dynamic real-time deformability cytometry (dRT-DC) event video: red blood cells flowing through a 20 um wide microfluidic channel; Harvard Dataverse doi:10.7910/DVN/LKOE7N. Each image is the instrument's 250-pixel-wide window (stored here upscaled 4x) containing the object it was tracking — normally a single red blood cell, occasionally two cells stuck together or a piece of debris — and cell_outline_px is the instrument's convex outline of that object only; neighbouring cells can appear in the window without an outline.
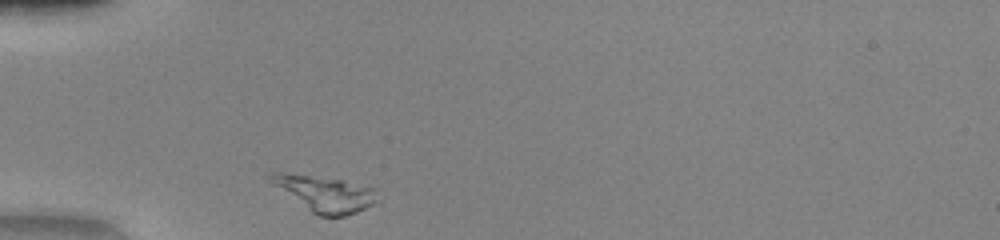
{"species": "human", "species_latin": "Homo sapiens", "temperature_condition": "warm", "stored_images_in_passage": 37, "camera_frame_rate_fps": 3000, "um_per_image_px": 0.085, "donor": {"sex": "female"}, "frame": {"image": 1, "passage_image": 1, "time_ms": 0.0, "image_size_px": [1000, 240], "cell_outline_px": [[380, 204], [344, 216], [320, 216], [312, 212], [276, 184], [268, 176], [272, 172], [284, 172], [344, 180], [376, 188], [380, 200]], "centroid_in_image_um": [27.8, 16.47], "position_along_channel_um": 57.2, "area_um2": 21.96}}
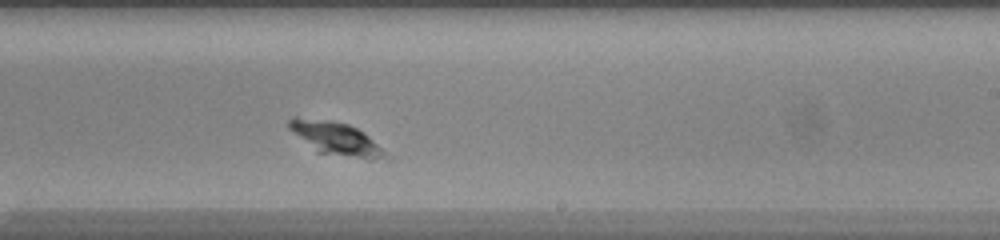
{"frame": {"image": 2, "passage_image": 18, "time_ms": 5.667, "image_size_px": [1000, 240], "cell_outline_px": [[392, 160], [368, 160], [316, 152], [288, 128], [288, 120], [296, 116], [332, 120], [348, 124], [356, 128], [368, 136]], "centroid_in_image_um": [28.54, 11.78], "position_along_channel_um": 260.5, "area_um2": 18.67}}
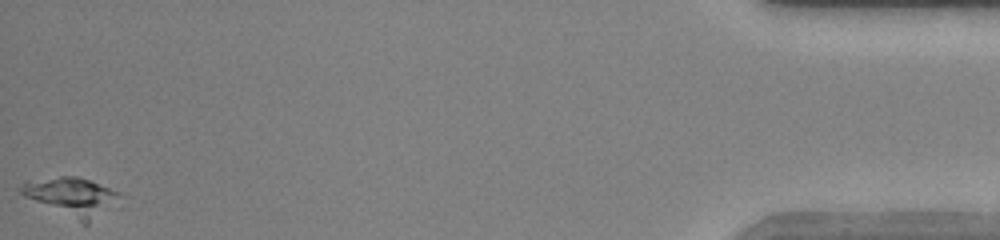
{"frame": {"image": 3, "passage_image": 37, "time_ms": 12.0, "image_size_px": [1000, 240], "cell_outline_px": [[124, 196], [120, 208], [88, 224], [84, 224], [24, 196], [20, 192], [20, 188], [28, 180], [60, 176], [76, 176], [88, 180], [108, 188]], "centroid_in_image_um": [6.25, 16.76], "position_along_channel_um": 429.0, "area_um2": 22.54}}